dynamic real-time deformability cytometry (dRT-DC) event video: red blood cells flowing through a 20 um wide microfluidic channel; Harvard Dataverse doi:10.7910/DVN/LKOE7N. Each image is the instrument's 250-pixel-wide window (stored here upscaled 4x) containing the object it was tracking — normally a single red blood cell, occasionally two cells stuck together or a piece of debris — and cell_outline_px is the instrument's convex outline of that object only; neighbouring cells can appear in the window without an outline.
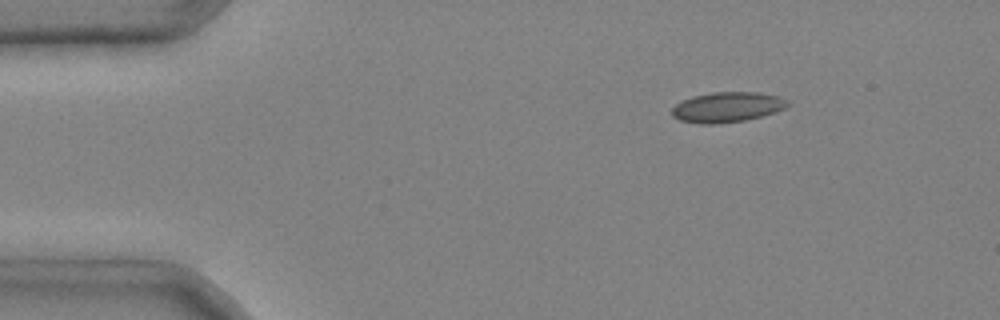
{"species": "common noctule bat (a hibernating species)", "species_latin": "Nyctalus noctula", "temperature_condition": "cold", "stored_images_in_passage": 4, "camera_frame_rate_fps": 3000, "um_per_image_px": 0.085, "animal": {"sex": "male", "body_mass_g": 20.4}, "frame": {"image": 1, "passage_image": 2, "time_ms": 0.333, "image_size_px": [1000, 320], "cell_outline_px": [[788, 104], [784, 108], [776, 112], [744, 120], [716, 124], [700, 124], [680, 120], [672, 116], [672, 108], [676, 104], [692, 96], [712, 92], [760, 92], [780, 96], [788, 100]], "centroid_in_image_um": [61.81, 9.1], "position_along_channel_um": 23.2, "area_um2": 20.35}}
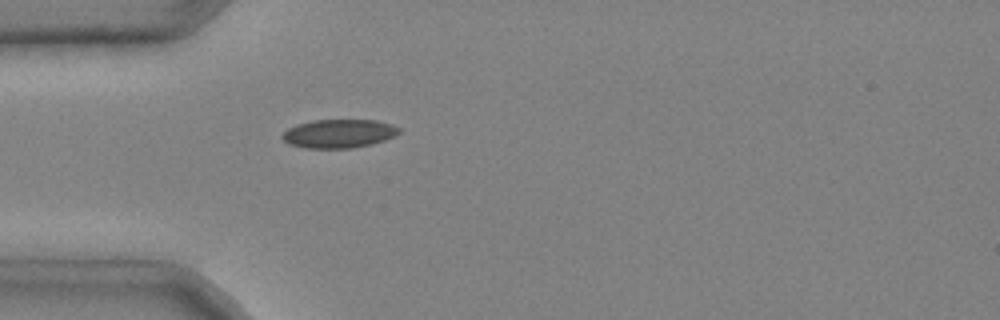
{"frame": {"image": 2, "passage_image": 4, "time_ms": 1.0, "image_size_px": [1000, 320], "cell_outline_px": [[400, 132], [384, 140], [372, 144], [352, 148], [304, 148], [288, 144], [280, 136], [288, 128], [296, 124], [312, 120], [376, 120], [392, 124], [400, 128]], "centroid_in_image_um": [28.77, 11.35], "position_along_channel_um": 56.2, "area_um2": 19.54}}